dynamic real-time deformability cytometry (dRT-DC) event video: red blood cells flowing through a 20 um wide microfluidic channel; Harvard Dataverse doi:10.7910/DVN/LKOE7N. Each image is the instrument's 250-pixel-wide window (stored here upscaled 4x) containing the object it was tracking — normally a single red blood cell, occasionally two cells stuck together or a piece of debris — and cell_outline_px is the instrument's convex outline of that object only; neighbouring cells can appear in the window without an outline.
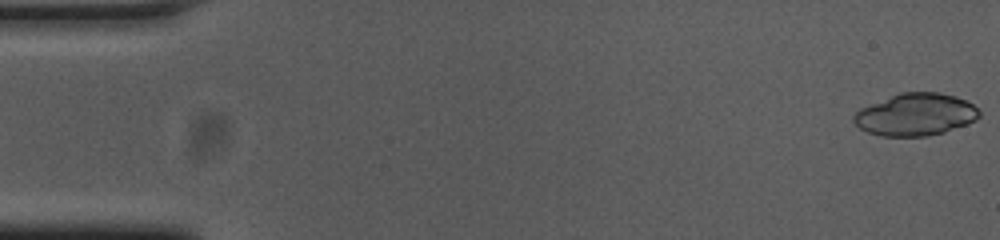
{"species": "common noctule bat (a hibernating species)", "species_latin": "Nyctalus noctula", "temperature_condition": "cold", "stored_images_in_passage": 15, "camera_frame_rate_fps": 3000, "um_per_image_px": 0.085, "animal": {"sex": "female", "body_mass_g": 23.0, "forearm_length_mm": 53.4}, "frame": {"image": 1, "passage_image": 1, "time_ms": 0.0, "image_size_px": [1000, 240], "cell_outline_px": [[980, 116], [976, 120], [968, 124], [944, 132], [928, 136], [880, 136], [868, 132], [860, 128], [852, 120], [852, 116], [860, 108], [900, 92], [940, 92], [956, 96], [972, 104], [980, 112]], "centroid_in_image_um": [77.82, 9.74], "position_along_channel_um": 7.2, "area_um2": 30.98}}